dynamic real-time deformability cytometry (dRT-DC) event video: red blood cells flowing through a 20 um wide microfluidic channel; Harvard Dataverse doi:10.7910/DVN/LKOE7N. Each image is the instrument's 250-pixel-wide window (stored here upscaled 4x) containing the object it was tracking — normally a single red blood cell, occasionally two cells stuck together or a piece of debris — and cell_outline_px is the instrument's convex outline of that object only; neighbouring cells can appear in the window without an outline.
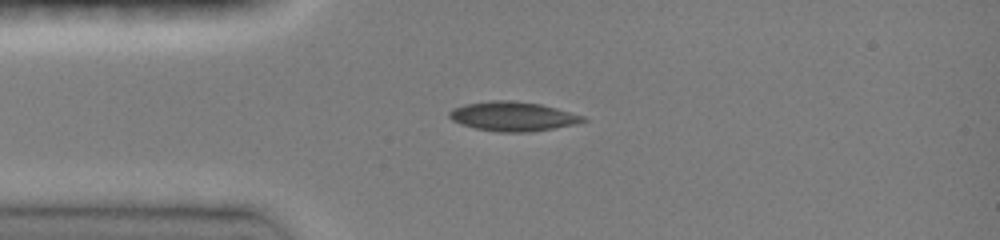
{"species": "common noctule bat (a hibernating species)", "species_latin": "Nyctalus noctula", "temperature_condition": "room temperature", "stored_images_in_passage": 36, "camera_frame_rate_fps": 3000, "um_per_image_px": 0.085, "animal": {"sex": "female", "body_mass_g": 19.0, "forearm_length_mm": 51.5}, "frame": {"image": 1, "passage_image": 1, "time_ms": 0.0, "image_size_px": [1000, 240], "cell_outline_px": [[588, 120], [576, 124], [528, 132], [496, 132], [476, 128], [460, 124], [452, 120], [448, 116], [448, 112], [452, 108], [464, 104], [492, 100], [512, 100], [540, 104], [556, 108], [584, 116]], "centroid_in_image_um": [43.56, 9.89], "position_along_channel_um": 41.4, "area_um2": 22.89}}
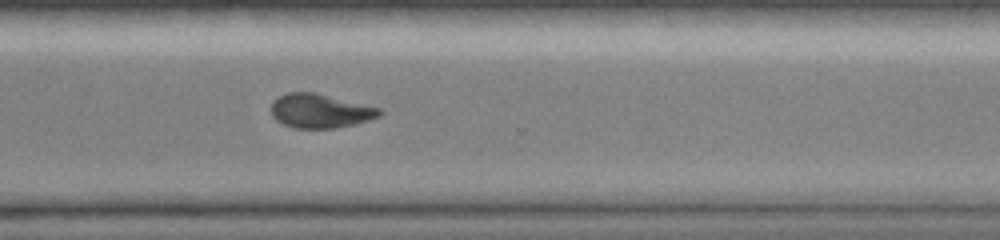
{"frame": {"image": 2, "passage_image": 24, "time_ms": 7.667, "image_size_px": [1000, 240], "cell_outline_px": [[384, 112], [380, 116], [352, 124], [332, 128], [296, 128], [284, 124], [276, 120], [272, 116], [272, 100], [288, 92], [312, 92], [380, 108]], "centroid_in_image_um": [27.18, 9.42], "position_along_channel_um": 343.4, "area_um2": 21.1}}
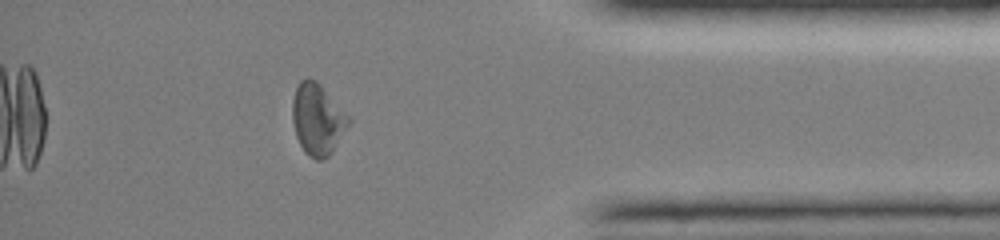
{"frame": {"image": 3, "passage_image": 30, "time_ms": 9.667, "image_size_px": [1000, 240], "cell_outline_px": [[352, 120], [328, 156], [320, 160], [316, 160], [308, 156], [304, 152], [296, 136], [292, 120], [292, 100], [296, 88], [300, 80], [316, 80], [320, 84]], "centroid_in_image_um": [26.97, 10.15], "position_along_channel_um": 408.2, "area_um2": 22.95}, "authors_computed_cell_mechanics": {"area_um2": 22.6287, "velocity_mm_per_s": 4.138, "shape_relaxation_time_tau1_ms": 7.9235, "shape_relaxation_time_tau2_ms": null, "deformation_change_tau1": 0.1882, "deformation_change_tau2": null}}